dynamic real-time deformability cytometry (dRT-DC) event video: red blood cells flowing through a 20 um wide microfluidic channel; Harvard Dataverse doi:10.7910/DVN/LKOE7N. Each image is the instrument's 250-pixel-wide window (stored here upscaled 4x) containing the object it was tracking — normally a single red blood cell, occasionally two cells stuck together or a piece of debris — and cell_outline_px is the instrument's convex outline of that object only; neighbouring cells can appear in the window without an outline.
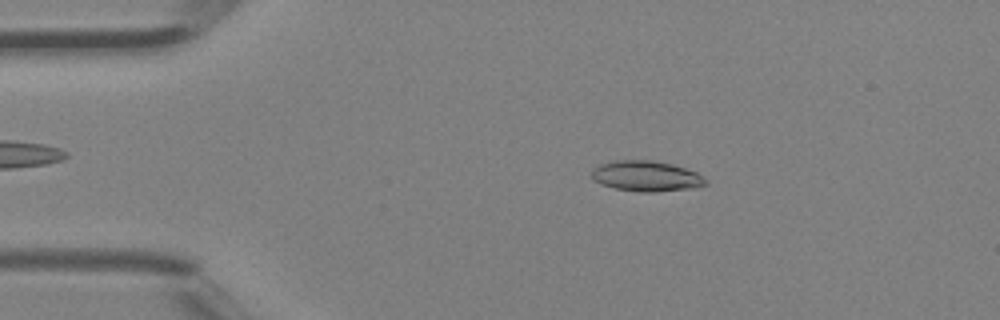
{"species": "Egyptian fruit bat (a non-hibernating species)", "species_latin": "Rousettus aegyptiacus", "temperature_condition": "room temperature", "stored_images_in_passage": 2, "camera_frame_rate_fps": 3000, "um_per_image_px": 0.085, "animal": {"sex": "female"}, "frame": {"image": 1, "passage_image": 1, "time_ms": 0.0, "image_size_px": [1000, 320], "cell_outline_px": [[708, 184], [696, 188], [652, 192], [640, 192], [616, 188], [600, 184], [592, 180], [592, 168], [600, 164], [616, 160], [652, 160], [672, 164], [696, 172], [708, 180]], "centroid_in_image_um": [54.94, 14.97], "position_along_channel_um": 30.1, "area_um2": 20.4}}